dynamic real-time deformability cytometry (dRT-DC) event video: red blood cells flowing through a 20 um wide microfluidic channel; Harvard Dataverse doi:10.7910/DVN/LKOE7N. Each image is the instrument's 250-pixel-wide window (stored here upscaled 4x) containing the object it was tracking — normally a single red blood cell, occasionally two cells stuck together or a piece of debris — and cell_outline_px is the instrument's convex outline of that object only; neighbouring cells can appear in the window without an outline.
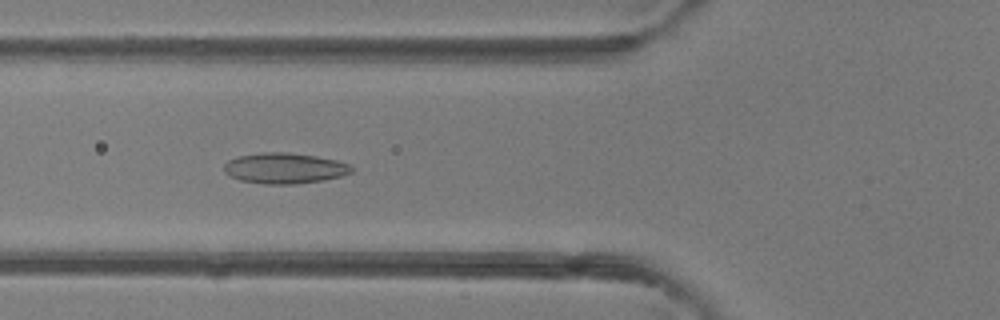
{"species": "common noctule bat (a hibernating species)", "species_latin": "Nyctalus noctula", "temperature_condition": "room temperature", "stored_images_in_passage": 41, "camera_frame_rate_fps": 3000, "um_per_image_px": 0.085, "animal": {"sex": "female"}, "frame": {"image": 1, "passage_image": 17, "time_ms": 5.333, "image_size_px": [1000, 320], "cell_outline_px": [[352, 172], [340, 176], [324, 180], [296, 184], [264, 184], [240, 180], [224, 172], [224, 164], [228, 160], [240, 156], [264, 152], [288, 152], [316, 156], [336, 160], [352, 164]], "centroid_in_image_um": [24.21, 14.3], "position_along_channel_um": 101.6, "area_um2": 22.77}}
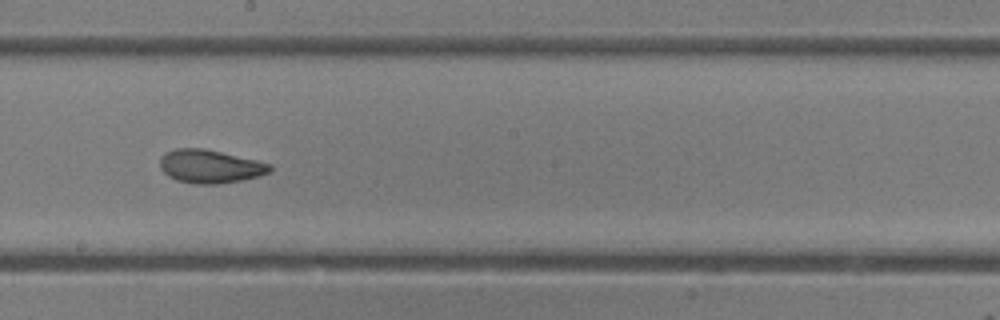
{"frame": {"image": 2, "passage_image": 26, "time_ms": 8.333, "image_size_px": [1000, 320], "cell_outline_px": [[272, 168], [268, 172], [256, 176], [240, 180], [216, 184], [196, 184], [176, 180], [168, 176], [160, 168], [160, 156], [176, 148], [204, 148], [256, 160], [272, 164]], "centroid_in_image_um": [17.82, 14.14], "position_along_channel_um": 230.4, "area_um2": 21.15}}
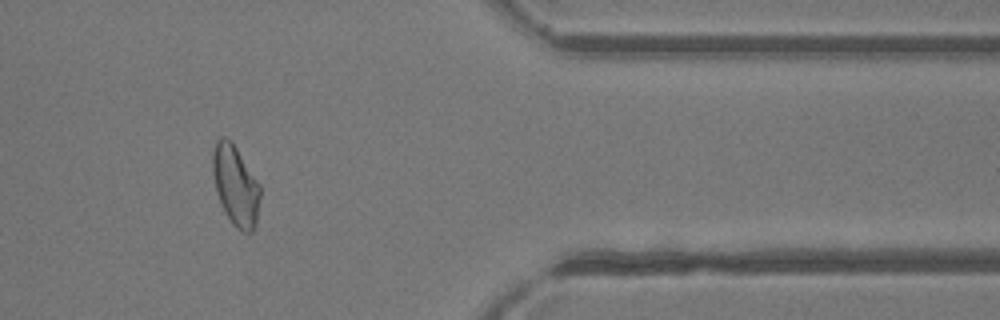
{"frame": {"image": 3, "passage_image": 39, "time_ms": 12.667, "image_size_px": [1000, 320], "cell_outline_px": [[260, 196], [256, 224], [252, 232], [244, 232], [236, 228], [232, 224], [216, 192], [212, 172], [212, 152], [216, 140], [220, 136], [224, 136], [236, 148], [260, 184]], "centroid_in_image_um": [20.02, 15.76], "position_along_channel_um": 391.4, "area_um2": 21.96}, "authors_computed_cell_mechanics": {"area_um2": 22.3108, "velocity_mm_per_s": 4.283, "shape_relaxation_time_tau1_ms": null, "shape_relaxation_time_tau2_ms": 1.2296, "deformation_change_tau1": null, "deformation_change_tau2": 0.0636}}